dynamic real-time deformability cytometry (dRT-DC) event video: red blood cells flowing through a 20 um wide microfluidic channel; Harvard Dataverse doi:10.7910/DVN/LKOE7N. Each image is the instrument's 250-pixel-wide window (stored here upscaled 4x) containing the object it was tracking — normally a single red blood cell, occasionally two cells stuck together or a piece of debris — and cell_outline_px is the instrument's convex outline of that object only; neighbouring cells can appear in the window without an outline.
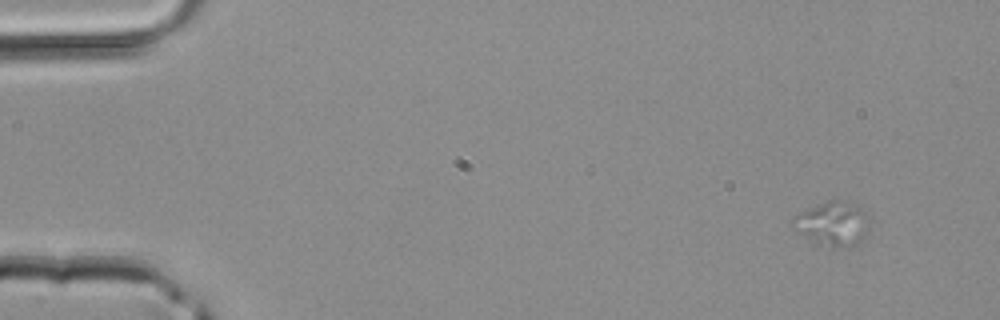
{"species": "common noctule bat (a hibernating species)", "species_latin": "Nyctalus noctula", "temperature_condition": "room temperature", "stored_images_in_passage": 14, "camera_frame_rate_fps": 3000, "um_per_image_px": 0.085, "animal": {"sex": "male", "body_mass_g": 20.4}, "frame": {"image": 1, "passage_image": 1, "time_ms": 0.0, "image_size_px": [1000, 320], "cell_outline_px": [[872, 216], [864, 236], [860, 244], [852, 248], [832, 248], [816, 244], [788, 224], [792, 216], [800, 212], [828, 200], [844, 200]], "centroid_in_image_um": [70.78, 19.05], "position_along_channel_um": 14.2, "area_um2": 20.23}}
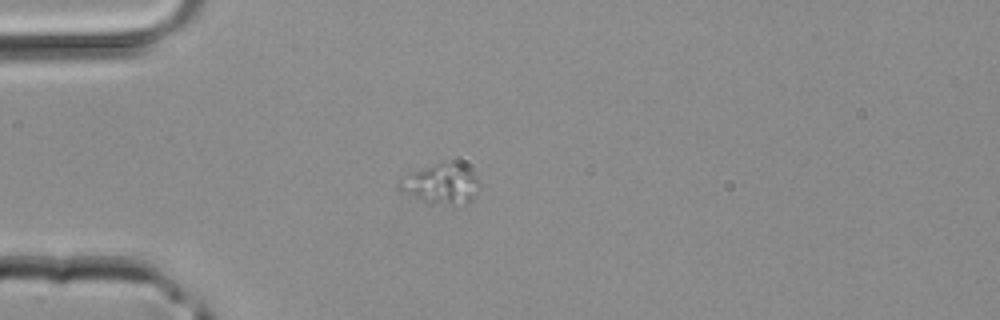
{"frame": {"image": 2, "passage_image": 10, "time_ms": 3.0, "image_size_px": [1000, 320], "cell_outline_px": [[480, 188], [476, 196], [468, 204], [432, 204], [420, 200], [400, 188], [396, 184], [400, 180], [412, 172], [440, 160], [444, 160], [456, 164], [472, 172], [480, 180]], "centroid_in_image_um": [37.56, 15.64], "position_along_channel_um": 47.4, "area_um2": 18.73}}